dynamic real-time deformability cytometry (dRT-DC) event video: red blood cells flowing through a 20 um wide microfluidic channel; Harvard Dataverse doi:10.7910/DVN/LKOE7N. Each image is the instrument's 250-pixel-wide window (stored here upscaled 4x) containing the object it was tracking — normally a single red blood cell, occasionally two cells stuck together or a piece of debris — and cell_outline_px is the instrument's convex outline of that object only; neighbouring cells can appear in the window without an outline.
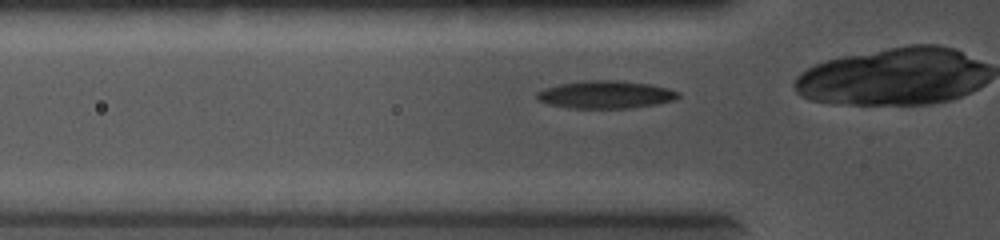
{"species": "common noctule bat (a hibernating species)", "species_latin": "Nyctalus noctula", "temperature_condition": "cold", "stored_images_in_passage": 41, "camera_frame_rate_fps": 5000, "um_per_image_px": 0.085, "animal": {"sex": "female", "body_mass_g": 19.0, "forearm_length_mm": 56.7}, "frame": {"image": 1, "passage_image": 3, "time_ms": 0.4, "image_size_px": [1000, 240], "cell_outline_px": [[680, 96], [672, 100], [656, 104], [628, 108], [568, 108], [548, 104], [536, 100], [536, 92], [544, 88], [560, 84], [588, 80], [616, 80], [648, 84], [668, 88], [680, 92]], "centroid_in_image_um": [51.44, 8.04], "position_along_channel_um": 74.4, "area_um2": 22.77}}
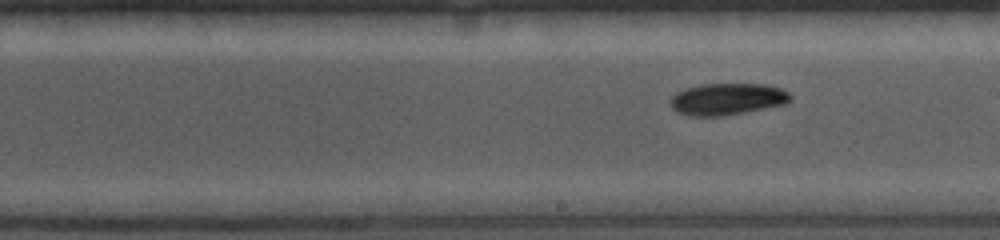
{"frame": {"image": 2, "passage_image": 19, "time_ms": 3.6, "image_size_px": [1000, 240], "cell_outline_px": [[792, 100], [784, 104], [720, 116], [688, 116], [676, 112], [672, 108], [668, 100], [676, 92], [700, 84], [764, 84], [780, 88], [788, 92], [792, 96]], "centroid_in_image_um": [61.77, 8.42], "position_along_channel_um": 227.2, "area_um2": 22.14}}
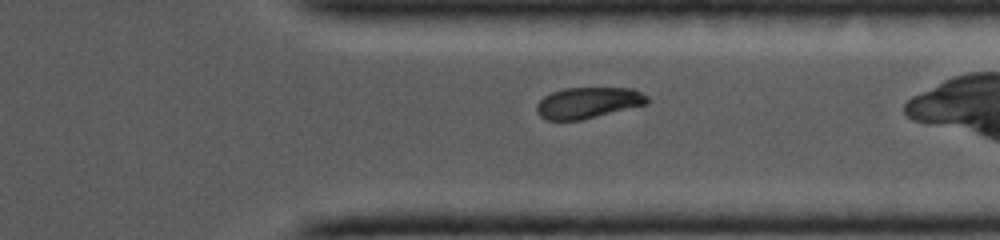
{"frame": {"image": 3, "passage_image": 33, "time_ms": 6.4, "image_size_px": [1000, 240], "cell_outline_px": [[648, 104], [580, 120], [548, 120], [540, 116], [536, 112], [536, 104], [544, 96], [552, 92], [564, 88], [632, 88], [648, 96]], "centroid_in_image_um": [49.97, 8.73], "position_along_channel_um": 361.4, "area_um2": 20.0}}